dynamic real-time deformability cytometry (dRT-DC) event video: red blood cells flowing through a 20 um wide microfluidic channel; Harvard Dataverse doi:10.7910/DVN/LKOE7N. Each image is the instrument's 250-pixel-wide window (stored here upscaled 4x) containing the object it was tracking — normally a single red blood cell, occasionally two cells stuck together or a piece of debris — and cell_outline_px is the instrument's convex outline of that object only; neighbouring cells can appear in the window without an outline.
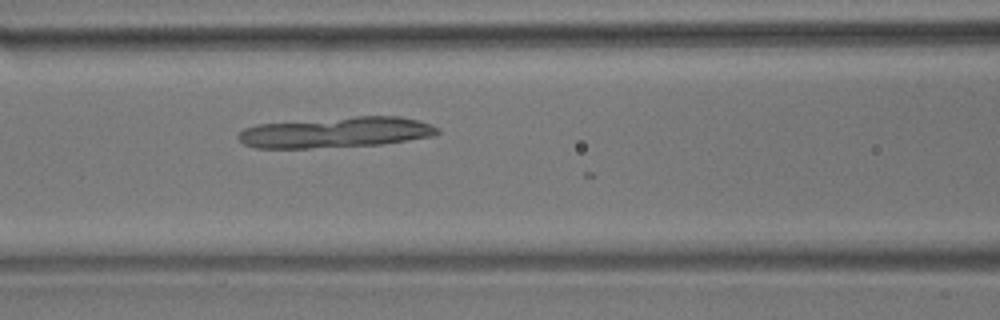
{"species": "common noctule bat (a hibernating species)", "species_latin": "Nyctalus noctula", "temperature_condition": "room temperature", "stored_images_in_passage": 10, "camera_frame_rate_fps": 3000, "um_per_image_px": 0.085, "animal": {"sex": "male", "body_mass_g": 17.9}, "frame": {"image": 1, "passage_image": 8, "time_ms": 2.333, "image_size_px": [1000, 320], "cell_outline_px": [[440, 132], [436, 136], [380, 144], [308, 148], [256, 148], [244, 144], [236, 136], [244, 128], [256, 124], [356, 116], [400, 116], [420, 120], [432, 124], [440, 128]], "centroid_in_image_um": [28.6, 11.24], "position_along_channel_um": 138.0, "area_um2": 35.78}}